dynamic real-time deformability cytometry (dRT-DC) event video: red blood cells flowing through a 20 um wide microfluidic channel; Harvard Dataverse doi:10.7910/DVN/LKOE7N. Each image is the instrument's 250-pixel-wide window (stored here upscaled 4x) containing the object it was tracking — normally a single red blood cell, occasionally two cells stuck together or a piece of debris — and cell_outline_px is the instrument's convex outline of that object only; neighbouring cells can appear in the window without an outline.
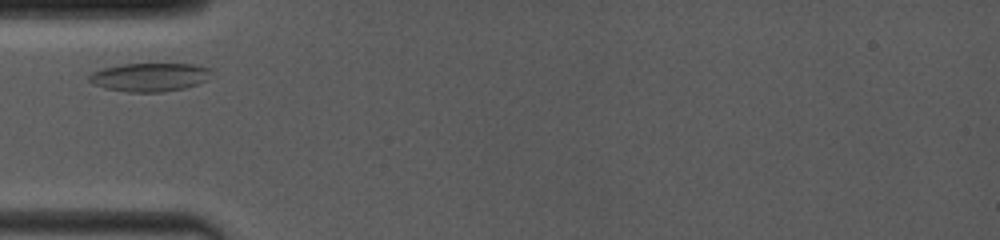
{"species": "common noctule bat (a hibernating species)", "species_latin": "Nyctalus noctula", "temperature_condition": "room temperature", "stored_images_in_passage": 47, "camera_frame_rate_fps": 4000, "um_per_image_px": 0.085, "animal": {"sex": "female", "body_mass_g": 19.0, "forearm_length_mm": 53.3}, "frame": {"image": 1, "passage_image": 1, "time_ms": 0.0, "image_size_px": [1000, 240], "cell_outline_px": [[216, 72], [208, 80], [184, 88], [160, 92], [128, 92], [104, 88], [92, 84], [88, 80], [88, 76], [92, 72], [100, 68], [120, 64], [196, 64], [212, 68]], "centroid_in_image_um": [12.75, 6.54], "position_along_channel_um": 72.2, "area_um2": 20.75}}
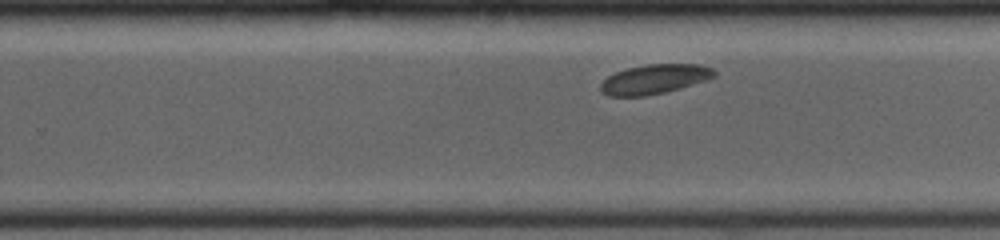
{"frame": {"image": 2, "passage_image": 29, "time_ms": 5.25, "image_size_px": [1000, 240], "cell_outline_px": [[716, 76], [680, 88], [664, 92], [644, 96], [608, 96], [600, 92], [600, 84], [608, 76], [616, 72], [628, 68], [648, 64], [700, 64], [712, 68], [716, 72]], "centroid_in_image_um": [55.6, 6.73], "position_along_channel_um": 274.2, "area_um2": 19.42}}
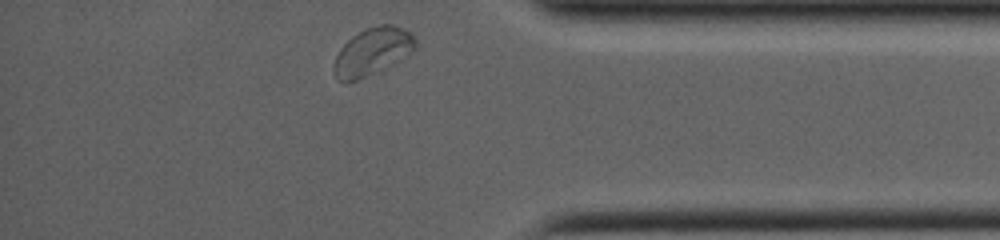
{"frame": {"image": 3, "passage_image": 47, "time_ms": 8.75, "image_size_px": [1000, 240], "cell_outline_px": [[416, 48], [412, 52], [384, 68], [356, 80], [344, 84], [332, 72], [332, 68], [336, 56], [340, 48], [352, 36], [368, 28], [380, 24], [392, 24], [404, 28], [416, 40]], "centroid_in_image_um": [31.63, 4.38], "position_along_channel_um": 403.6, "area_um2": 22.25}}